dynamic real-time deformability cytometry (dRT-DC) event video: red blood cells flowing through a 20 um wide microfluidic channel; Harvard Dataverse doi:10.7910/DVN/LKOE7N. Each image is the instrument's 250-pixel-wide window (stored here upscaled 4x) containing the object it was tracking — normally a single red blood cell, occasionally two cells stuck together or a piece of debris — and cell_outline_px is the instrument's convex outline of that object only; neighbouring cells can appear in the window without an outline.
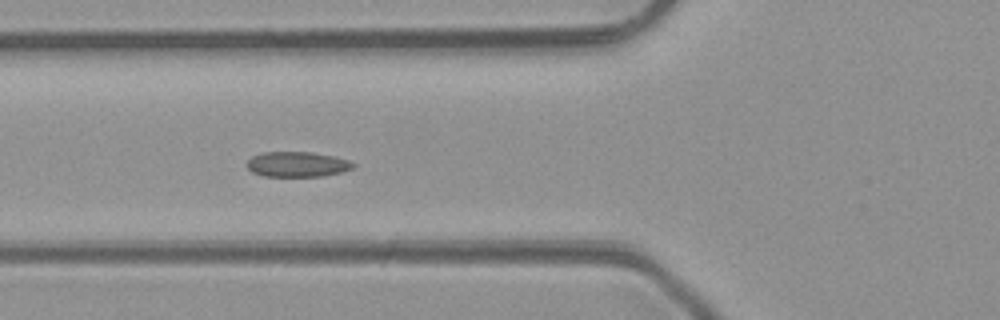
{"species": "common noctule bat (a hibernating species)", "species_latin": "Nyctalus noctula", "temperature_condition": "room temperature", "stored_images_in_passage": 6, "camera_frame_rate_fps": 3000, "um_per_image_px": 0.085, "animal": {"sex": "male", "body_mass_g": 23.1, "forearm_length_mm": 52.7}, "frame": {"image": 1, "passage_image": 4, "time_ms": 3.333, "image_size_px": [1000, 320], "cell_outline_px": [[356, 164], [352, 168], [344, 172], [324, 176], [264, 176], [252, 172], [248, 168], [248, 160], [252, 156], [264, 152], [312, 152], [332, 156], [348, 160]], "centroid_in_image_um": [25.29, 13.97], "position_along_channel_um": 100.5, "area_um2": 15.55}}
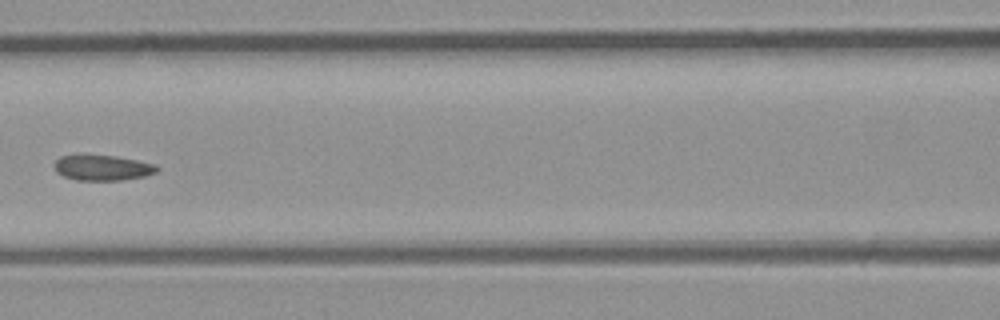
{"frame": {"image": 2, "passage_image": 5, "time_ms": 4.667, "image_size_px": [1000, 320], "cell_outline_px": [[160, 168], [156, 172], [144, 176], [124, 180], [76, 180], [64, 176], [56, 172], [52, 164], [60, 156], [116, 156], [156, 164]], "centroid_in_image_um": [8.72, 14.27], "position_along_channel_um": 157.9, "area_um2": 15.09}}
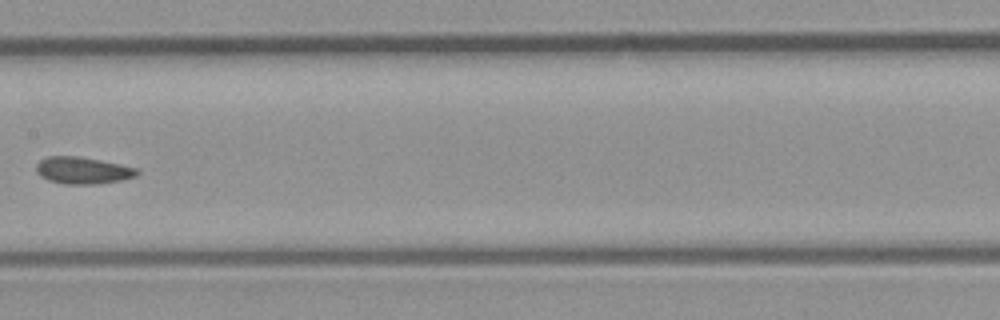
{"frame": {"image": 3, "passage_image": 6, "time_ms": 5.667, "image_size_px": [1000, 320], "cell_outline_px": [[140, 172], [136, 176], [120, 180], [96, 184], [64, 184], [48, 180], [40, 176], [36, 172], [36, 164], [40, 160], [48, 156], [80, 156], [140, 168]], "centroid_in_image_um": [7.04, 14.48], "position_along_channel_um": 200.4, "area_um2": 15.95}}